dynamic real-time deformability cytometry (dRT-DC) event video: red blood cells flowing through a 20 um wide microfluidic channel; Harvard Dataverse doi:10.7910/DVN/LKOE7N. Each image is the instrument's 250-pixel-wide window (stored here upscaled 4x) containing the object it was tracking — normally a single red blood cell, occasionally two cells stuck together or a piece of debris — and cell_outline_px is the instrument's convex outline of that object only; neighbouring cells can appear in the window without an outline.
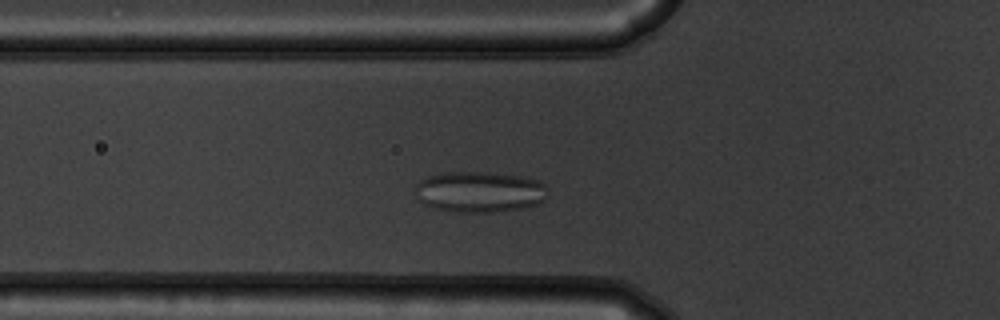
{"species": "common noctule bat (a hibernating species)", "species_latin": "Nyctalus noctula", "temperature_condition": "warm", "stored_images_in_passage": 45, "camera_frame_rate_fps": 3000, "um_per_image_px": 0.085, "animal": {"sex": "male", "body_mass_g": 19.5, "forearm_length_mm": 54.6}, "frame": {"image": 1, "passage_image": 10, "time_ms": 3.0, "image_size_px": [1000, 320], "cell_outline_px": [[548, 188], [544, 200], [540, 204], [500, 212], [456, 212], [432, 208], [424, 204], [416, 196], [416, 184], [420, 180], [428, 176], [440, 172], [484, 172], [520, 176], [540, 180]], "centroid_in_image_um": [40.76, 16.31], "position_along_channel_um": 85.0, "area_um2": 31.91}}
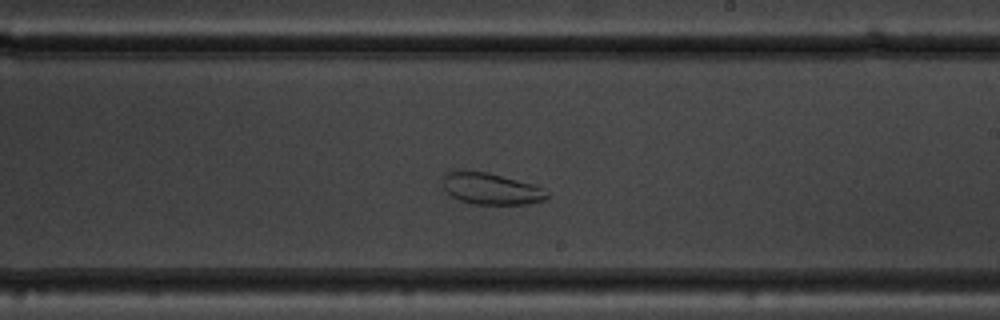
{"frame": {"image": 2, "passage_image": 23, "time_ms": 7.333, "image_size_px": [1000, 320], "cell_outline_px": [[548, 196], [544, 200], [528, 204], [472, 204], [460, 200], [452, 196], [444, 188], [444, 176], [448, 172], [488, 172], [532, 184], [548, 192]], "centroid_in_image_um": [41.77, 16.07], "position_along_channel_um": 247.2, "area_um2": 18.61}}
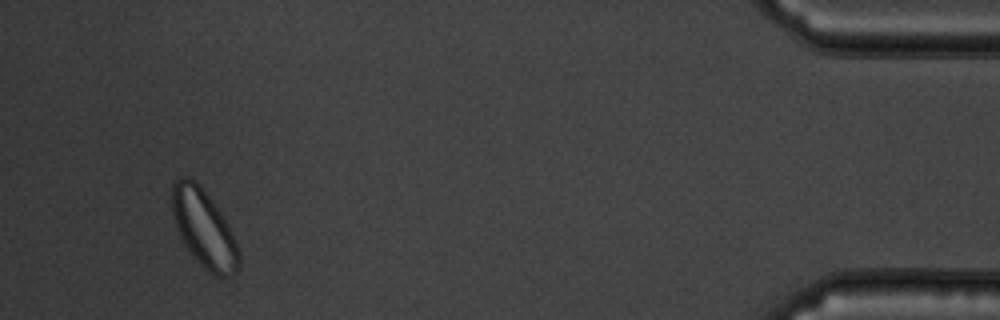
{"frame": {"image": 3, "passage_image": 42, "time_ms": 13.667, "image_size_px": [1000, 320], "cell_outline_px": [[240, 264], [236, 272], [232, 276], [216, 276], [208, 272], [196, 260], [184, 244], [180, 236], [172, 212], [172, 184], [180, 176], [188, 176], [196, 180], [200, 184], [212, 200], [228, 224], [232, 232], [240, 256]], "centroid_in_image_um": [17.33, 19.41], "position_along_channel_um": 417.9, "area_um2": 30.23}}